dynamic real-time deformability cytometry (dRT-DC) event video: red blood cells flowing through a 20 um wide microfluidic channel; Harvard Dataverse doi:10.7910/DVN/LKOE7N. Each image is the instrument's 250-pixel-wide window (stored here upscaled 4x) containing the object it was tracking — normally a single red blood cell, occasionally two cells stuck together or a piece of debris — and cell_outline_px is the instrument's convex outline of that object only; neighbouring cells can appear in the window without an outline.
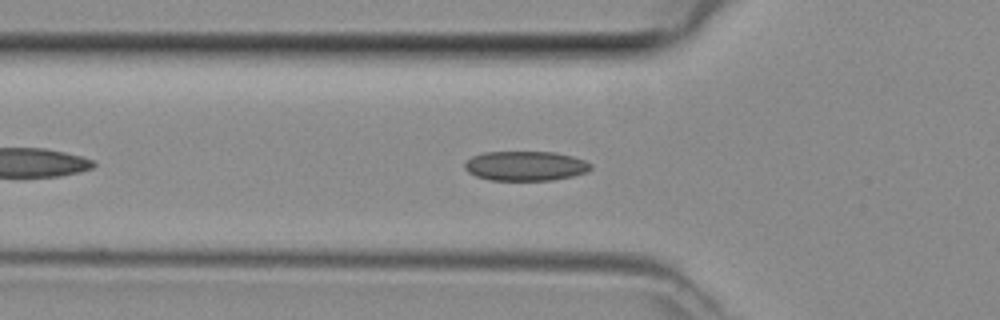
{"species": "common noctule bat (a hibernating species)", "species_latin": "Nyctalus noctula", "temperature_condition": "room temperature", "stored_images_in_passage": 37, "camera_frame_rate_fps": 3000, "um_per_image_px": 0.085, "animal": {"sex": "female", "body_mass_g": 29.2, "forearm_length_mm": 56.3}, "frame": {"image": 1, "passage_image": 7, "time_ms": 2.0, "image_size_px": [1000, 320], "cell_outline_px": [[592, 168], [588, 172], [572, 176], [552, 180], [492, 180], [476, 176], [468, 172], [464, 168], [464, 164], [472, 156], [484, 152], [556, 152], [572, 156], [584, 160], [592, 164]], "centroid_in_image_um": [44.68, 14.1], "position_along_channel_um": 81.1, "area_um2": 21.79}}
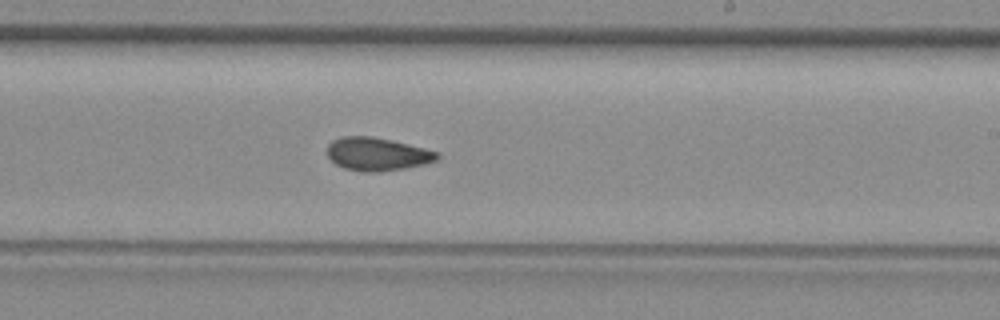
{"frame": {"image": 2, "passage_image": 19, "time_ms": 6.0, "image_size_px": [1000, 320], "cell_outline_px": [[440, 156], [436, 160], [424, 164], [404, 168], [380, 172], [364, 172], [344, 168], [336, 164], [328, 156], [328, 144], [332, 140], [340, 136], [372, 136], [392, 140], [424, 148], [436, 152]], "centroid_in_image_um": [32.03, 13.09], "position_along_channel_um": 257.0, "area_um2": 21.15}}
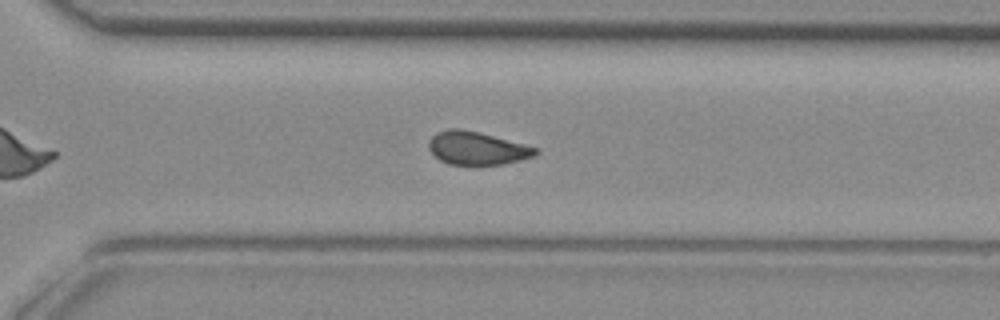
{"frame": {"image": 3, "passage_image": 24, "time_ms": 7.667, "image_size_px": [1000, 320], "cell_outline_px": [[540, 152], [532, 156], [520, 160], [504, 164], [448, 164], [440, 160], [428, 148], [428, 140], [436, 132], [448, 128], [460, 128], [524, 144], [536, 148]], "centroid_in_image_um": [40.5, 12.59], "position_along_channel_um": 330.1, "area_um2": 20.29}}